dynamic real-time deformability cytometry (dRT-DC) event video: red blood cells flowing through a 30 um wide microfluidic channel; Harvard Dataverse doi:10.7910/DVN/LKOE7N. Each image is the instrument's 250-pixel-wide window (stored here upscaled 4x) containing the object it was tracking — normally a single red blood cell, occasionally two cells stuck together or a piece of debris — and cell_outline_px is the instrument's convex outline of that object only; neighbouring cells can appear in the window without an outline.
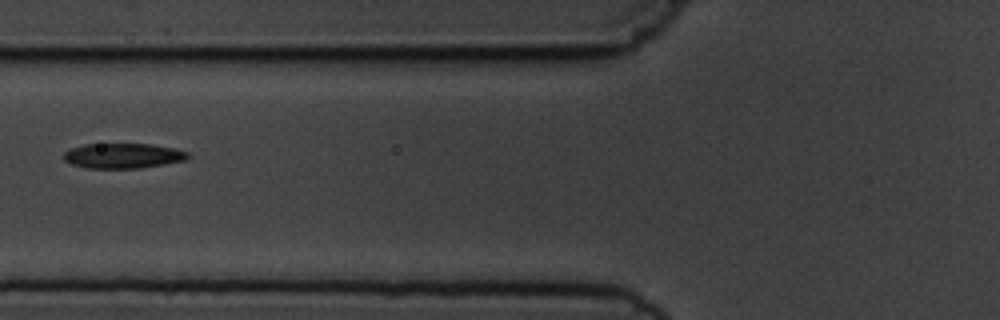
{"species": "common noctule bat (a hibernating species)", "species_latin": "Nyctalus noctula", "temperature_condition": "cold", "stored_images_in_passage": 6, "camera_frame_rate_fps": 3000, "um_per_image_px": 0.085, "animal": {"sex": "male", "body_mass_g": 19.5, "forearm_length_mm": 54.6}, "frame": {"image": 1, "passage_image": 6, "time_ms": 5.667, "image_size_px": [1000, 320], "cell_outline_px": [[192, 156], [184, 160], [164, 164], [140, 168], [84, 168], [72, 164], [64, 160], [64, 152], [68, 148], [84, 144], [148, 144], [176, 148], [188, 152]], "centroid_in_image_um": [10.44, 13.23], "position_along_channel_um": 115.4, "area_um2": 18.26}}